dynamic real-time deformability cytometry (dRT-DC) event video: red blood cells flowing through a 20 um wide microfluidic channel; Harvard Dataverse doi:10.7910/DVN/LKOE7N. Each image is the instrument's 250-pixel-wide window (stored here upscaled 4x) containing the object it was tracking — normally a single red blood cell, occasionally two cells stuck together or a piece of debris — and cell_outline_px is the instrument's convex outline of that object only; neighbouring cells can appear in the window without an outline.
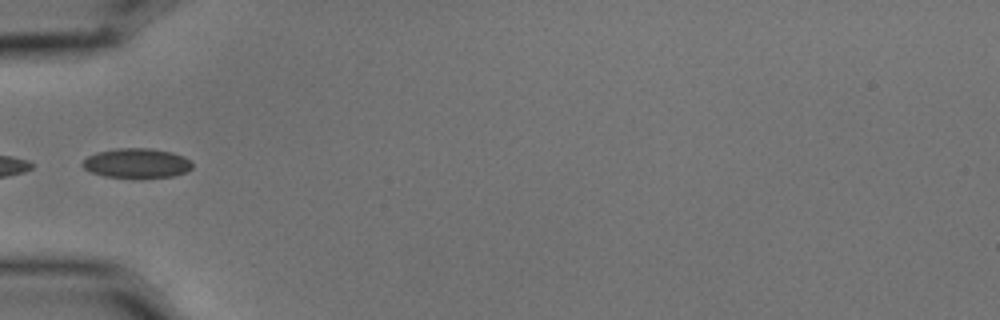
{"species": "common noctule bat (a hibernating species)", "species_latin": "Nyctalus noctula", "temperature_condition": "cold", "stored_images_in_passage": 5, "camera_frame_rate_fps": 3000, "um_per_image_px": 0.085, "animal": {"sex": "male", "body_mass_g": 15.6}, "frame": {"image": 1, "passage_image": 1, "time_ms": 0.0, "image_size_px": [1000, 320], "cell_outline_px": [[192, 168], [188, 172], [172, 176], [140, 180], [132, 180], [104, 176], [92, 172], [84, 168], [80, 164], [88, 156], [96, 152], [116, 148], [152, 148], [172, 152], [184, 156], [192, 160]], "centroid_in_image_um": [11.65, 13.9], "position_along_channel_um": 73.3, "area_um2": 19.83}}
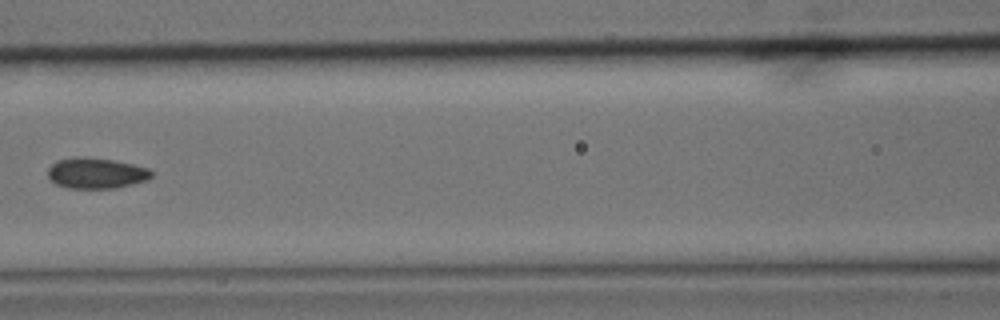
{"frame": {"image": 2, "passage_image": 3, "time_ms": 0.667, "image_size_px": [1000, 320], "cell_outline_px": [[152, 176], [148, 180], [116, 188], [68, 188], [56, 184], [48, 180], [48, 168], [56, 160], [72, 156], [84, 156], [112, 160], [132, 164], [148, 168], [152, 172]], "centroid_in_image_um": [8.13, 14.71], "position_along_channel_um": 158.5, "area_um2": 18.79}}
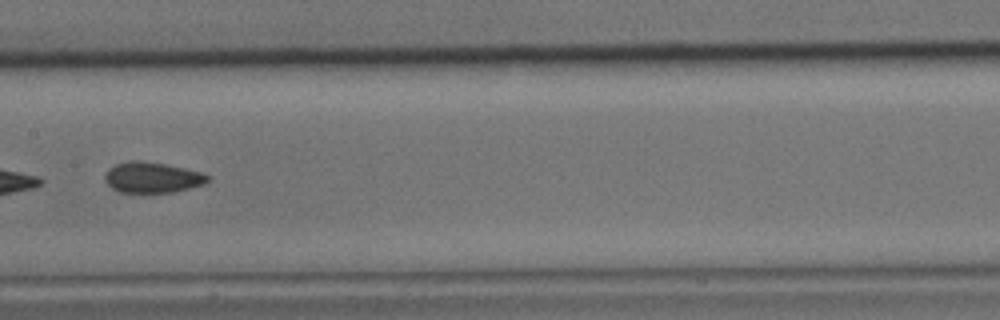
{"frame": {"image": 3, "passage_image": 4, "time_ms": 1.0, "image_size_px": [1000, 320], "cell_outline_px": [[208, 180], [204, 184], [172, 192], [120, 192], [112, 188], [104, 180], [104, 176], [108, 168], [116, 164], [128, 160], [140, 160], [164, 164], [184, 168], [200, 172], [208, 176]], "centroid_in_image_um": [12.88, 15.07], "position_along_channel_um": 194.5, "area_um2": 18.21}}